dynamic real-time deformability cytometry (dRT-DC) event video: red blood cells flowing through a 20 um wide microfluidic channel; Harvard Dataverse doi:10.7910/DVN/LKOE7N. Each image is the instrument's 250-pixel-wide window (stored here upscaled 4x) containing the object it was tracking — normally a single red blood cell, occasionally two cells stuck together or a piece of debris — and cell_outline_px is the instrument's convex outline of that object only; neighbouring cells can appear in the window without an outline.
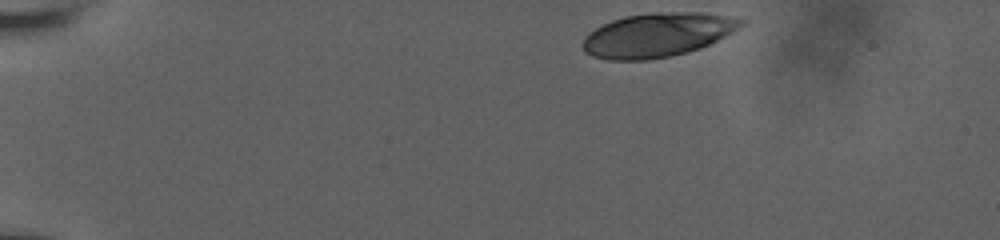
{"species": "human", "species_latin": "Homo sapiens", "temperature_condition": "room temperature", "stored_images_in_passage": 39, "camera_frame_rate_fps": 3000, "um_per_image_px": 0.085, "donor": {"sex": "male"}, "frame": {"image": 1, "passage_image": 1, "time_ms": 0.0, "image_size_px": [1000, 240], "cell_outline_px": [[748, 20], [744, 24], [732, 32], [700, 48], [688, 52], [672, 56], [648, 60], [608, 60], [592, 56], [584, 52], [580, 44], [584, 36], [588, 32], [612, 20], [624, 16], [652, 12], [708, 12], [744, 16]], "centroid_in_image_um": [55.92, 2.95], "position_along_channel_um": 29.1, "area_um2": 41.44}}
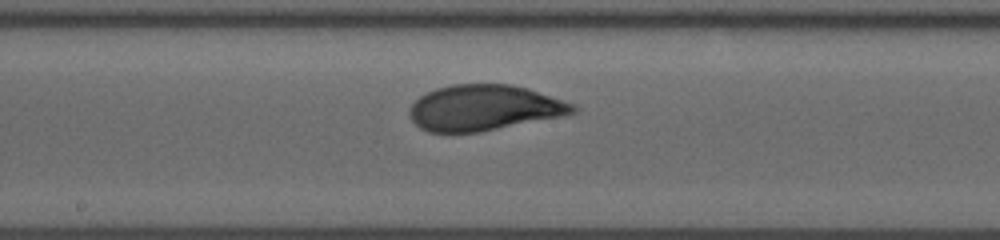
{"frame": {"image": 2, "passage_image": 23, "time_ms": 7.333, "image_size_px": [1000, 240], "cell_outline_px": [[580, 108], [576, 112], [560, 116], [480, 132], [428, 132], [420, 128], [412, 120], [408, 112], [408, 108], [420, 96], [436, 88], [452, 84], [508, 84], [528, 88], [576, 104]], "centroid_in_image_um": [41.15, 9.16], "position_along_channel_um": 207.1, "area_um2": 43.47}}
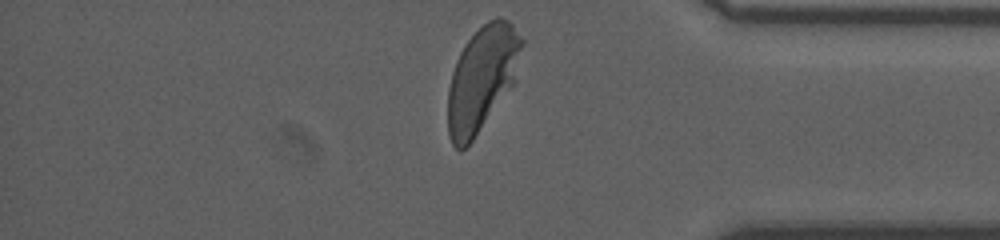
{"frame": {"image": 3, "passage_image": 39, "time_ms": 12.667, "image_size_px": [1000, 240], "cell_outline_px": [[524, 44], [516, 80], [472, 140], [460, 152], [452, 144], [448, 136], [448, 88], [452, 72], [456, 60], [464, 44], [488, 20], [496, 16], [500, 16], [508, 20], [512, 24], [524, 40]], "centroid_in_image_um": [40.98, 6.64], "position_along_channel_um": 394.2, "area_um2": 45.08}, "authors_computed_cell_mechanics": {"area_um2": 43.5812, "velocity_mm_per_s": 3.7993, "shape_relaxation_time_tau1_ms": 3.1349, "shape_relaxation_time_tau2_ms": null, "deformation_change_tau1": 0.1528, "deformation_change_tau2": null}}